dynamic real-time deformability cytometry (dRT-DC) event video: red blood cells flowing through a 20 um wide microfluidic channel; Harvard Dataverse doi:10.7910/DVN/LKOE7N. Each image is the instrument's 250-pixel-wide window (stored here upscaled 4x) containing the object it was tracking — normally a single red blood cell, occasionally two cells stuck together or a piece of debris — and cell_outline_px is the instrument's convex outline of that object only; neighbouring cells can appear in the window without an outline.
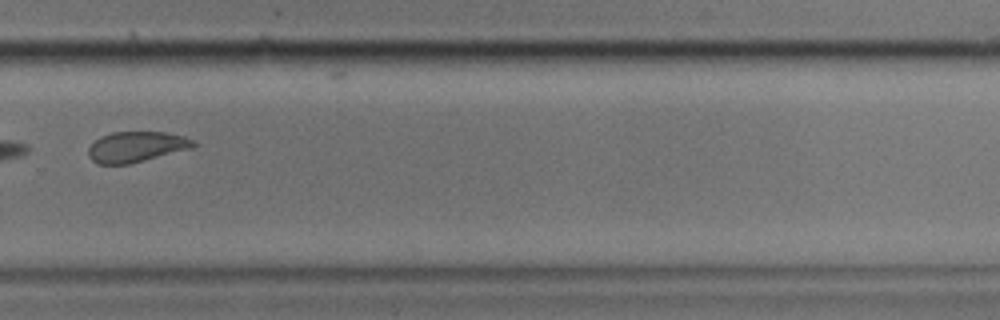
{"species": "common noctule bat (a hibernating species)", "species_latin": "Nyctalus noctula", "temperature_condition": "cold", "stored_images_in_passage": 13, "camera_frame_rate_fps": 3000, "um_per_image_px": 0.085, "animal": {"sex": "male", "body_mass_g": 17.9}, "frame": {"image": 1, "passage_image": 10, "time_ms": 3.0, "image_size_px": [1000, 320], "cell_outline_px": [[196, 144], [192, 148], [128, 164], [96, 164], [88, 156], [88, 148], [100, 136], [112, 132], [164, 132], [184, 136], [192, 140]], "centroid_in_image_um": [11.55, 12.48], "position_along_channel_um": 318.2, "area_um2": 18.55}}
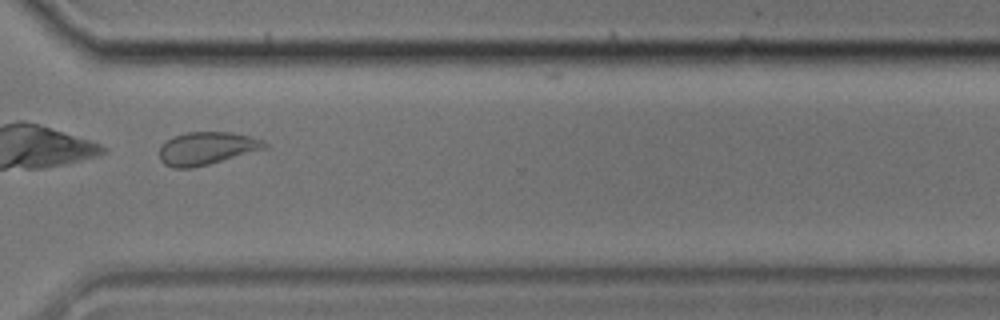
{"frame": {"image": 2, "passage_image": 11, "time_ms": 3.333, "image_size_px": [1000, 320], "cell_outline_px": [[268, 148], [208, 164], [192, 168], [172, 168], [164, 164], [160, 160], [160, 148], [168, 140], [176, 136], [188, 132], [232, 132], [264, 140], [268, 144]], "centroid_in_image_um": [17.6, 12.61], "position_along_channel_um": 353.0, "area_um2": 19.94}}